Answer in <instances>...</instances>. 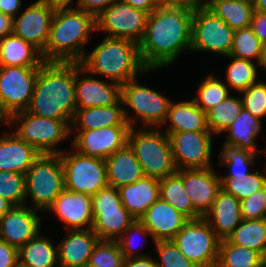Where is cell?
Instances as JSON below:
<instances>
[{
	"label": "cell",
	"instance_id": "obj_1",
	"mask_svg": "<svg viewBox=\"0 0 266 267\" xmlns=\"http://www.w3.org/2000/svg\"><path fill=\"white\" fill-rule=\"evenodd\" d=\"M193 11L187 7H158L149 14L138 43L141 61L148 70L167 66L185 47L191 49Z\"/></svg>",
	"mask_w": 266,
	"mask_h": 267
},
{
	"label": "cell",
	"instance_id": "obj_2",
	"mask_svg": "<svg viewBox=\"0 0 266 267\" xmlns=\"http://www.w3.org/2000/svg\"><path fill=\"white\" fill-rule=\"evenodd\" d=\"M76 62L45 61L38 71L27 112L53 120H71L76 112Z\"/></svg>",
	"mask_w": 266,
	"mask_h": 267
},
{
	"label": "cell",
	"instance_id": "obj_3",
	"mask_svg": "<svg viewBox=\"0 0 266 267\" xmlns=\"http://www.w3.org/2000/svg\"><path fill=\"white\" fill-rule=\"evenodd\" d=\"M96 30V18L80 9L56 8L47 45L41 53L44 61L80 62L89 33Z\"/></svg>",
	"mask_w": 266,
	"mask_h": 267
},
{
	"label": "cell",
	"instance_id": "obj_4",
	"mask_svg": "<svg viewBox=\"0 0 266 267\" xmlns=\"http://www.w3.org/2000/svg\"><path fill=\"white\" fill-rule=\"evenodd\" d=\"M84 71L107 76L121 86L147 72L138 43L129 39L106 37L102 43L80 61Z\"/></svg>",
	"mask_w": 266,
	"mask_h": 267
},
{
	"label": "cell",
	"instance_id": "obj_5",
	"mask_svg": "<svg viewBox=\"0 0 266 267\" xmlns=\"http://www.w3.org/2000/svg\"><path fill=\"white\" fill-rule=\"evenodd\" d=\"M128 145L142 166L145 177L161 180L177 172L168 135L157 130L135 131L128 134Z\"/></svg>",
	"mask_w": 266,
	"mask_h": 267
},
{
	"label": "cell",
	"instance_id": "obj_6",
	"mask_svg": "<svg viewBox=\"0 0 266 267\" xmlns=\"http://www.w3.org/2000/svg\"><path fill=\"white\" fill-rule=\"evenodd\" d=\"M26 197L33 209L47 210L65 189L64 168L59 154H40L25 174Z\"/></svg>",
	"mask_w": 266,
	"mask_h": 267
},
{
	"label": "cell",
	"instance_id": "obj_7",
	"mask_svg": "<svg viewBox=\"0 0 266 267\" xmlns=\"http://www.w3.org/2000/svg\"><path fill=\"white\" fill-rule=\"evenodd\" d=\"M92 230L100 240L117 241L135 218L123 206L118 188L107 186L92 196ZM118 235V236H117ZM116 236V238H115Z\"/></svg>",
	"mask_w": 266,
	"mask_h": 267
},
{
	"label": "cell",
	"instance_id": "obj_8",
	"mask_svg": "<svg viewBox=\"0 0 266 267\" xmlns=\"http://www.w3.org/2000/svg\"><path fill=\"white\" fill-rule=\"evenodd\" d=\"M13 119H19L21 123L14 134L41 154H60L62 151L54 146L71 132V120H53L21 111L11 115L5 123Z\"/></svg>",
	"mask_w": 266,
	"mask_h": 267
},
{
	"label": "cell",
	"instance_id": "obj_9",
	"mask_svg": "<svg viewBox=\"0 0 266 267\" xmlns=\"http://www.w3.org/2000/svg\"><path fill=\"white\" fill-rule=\"evenodd\" d=\"M172 241L196 266L216 267L221 240L203 217L188 220Z\"/></svg>",
	"mask_w": 266,
	"mask_h": 267
},
{
	"label": "cell",
	"instance_id": "obj_10",
	"mask_svg": "<svg viewBox=\"0 0 266 267\" xmlns=\"http://www.w3.org/2000/svg\"><path fill=\"white\" fill-rule=\"evenodd\" d=\"M64 168L65 189L93 196L108 186L105 159L80 153L60 154Z\"/></svg>",
	"mask_w": 266,
	"mask_h": 267
},
{
	"label": "cell",
	"instance_id": "obj_11",
	"mask_svg": "<svg viewBox=\"0 0 266 267\" xmlns=\"http://www.w3.org/2000/svg\"><path fill=\"white\" fill-rule=\"evenodd\" d=\"M39 67L0 66V111L6 120L30 105Z\"/></svg>",
	"mask_w": 266,
	"mask_h": 267
},
{
	"label": "cell",
	"instance_id": "obj_12",
	"mask_svg": "<svg viewBox=\"0 0 266 267\" xmlns=\"http://www.w3.org/2000/svg\"><path fill=\"white\" fill-rule=\"evenodd\" d=\"M234 30L210 10L193 11L191 50L211 51L229 56Z\"/></svg>",
	"mask_w": 266,
	"mask_h": 267
},
{
	"label": "cell",
	"instance_id": "obj_13",
	"mask_svg": "<svg viewBox=\"0 0 266 267\" xmlns=\"http://www.w3.org/2000/svg\"><path fill=\"white\" fill-rule=\"evenodd\" d=\"M149 13L118 0L96 18V30L106 31L111 38L139 43L145 33Z\"/></svg>",
	"mask_w": 266,
	"mask_h": 267
},
{
	"label": "cell",
	"instance_id": "obj_14",
	"mask_svg": "<svg viewBox=\"0 0 266 267\" xmlns=\"http://www.w3.org/2000/svg\"><path fill=\"white\" fill-rule=\"evenodd\" d=\"M169 137L173 160L177 170L210 168V131L166 133Z\"/></svg>",
	"mask_w": 266,
	"mask_h": 267
},
{
	"label": "cell",
	"instance_id": "obj_15",
	"mask_svg": "<svg viewBox=\"0 0 266 267\" xmlns=\"http://www.w3.org/2000/svg\"><path fill=\"white\" fill-rule=\"evenodd\" d=\"M137 78L122 85V103L133 109L147 125L166 123L171 100L160 93L137 84Z\"/></svg>",
	"mask_w": 266,
	"mask_h": 267
},
{
	"label": "cell",
	"instance_id": "obj_16",
	"mask_svg": "<svg viewBox=\"0 0 266 267\" xmlns=\"http://www.w3.org/2000/svg\"><path fill=\"white\" fill-rule=\"evenodd\" d=\"M194 207V220L205 217L221 189V177L212 167L177 170Z\"/></svg>",
	"mask_w": 266,
	"mask_h": 267
},
{
	"label": "cell",
	"instance_id": "obj_17",
	"mask_svg": "<svg viewBox=\"0 0 266 267\" xmlns=\"http://www.w3.org/2000/svg\"><path fill=\"white\" fill-rule=\"evenodd\" d=\"M130 129L131 126H109L80 130L72 143L78 153L106 160L128 144Z\"/></svg>",
	"mask_w": 266,
	"mask_h": 267
},
{
	"label": "cell",
	"instance_id": "obj_18",
	"mask_svg": "<svg viewBox=\"0 0 266 267\" xmlns=\"http://www.w3.org/2000/svg\"><path fill=\"white\" fill-rule=\"evenodd\" d=\"M55 9L45 0H37L17 20L13 18V34L32 44L42 53L49 39Z\"/></svg>",
	"mask_w": 266,
	"mask_h": 267
},
{
	"label": "cell",
	"instance_id": "obj_19",
	"mask_svg": "<svg viewBox=\"0 0 266 267\" xmlns=\"http://www.w3.org/2000/svg\"><path fill=\"white\" fill-rule=\"evenodd\" d=\"M36 211L24 205L12 206L0 218V239L19 249L39 234L40 217Z\"/></svg>",
	"mask_w": 266,
	"mask_h": 267
},
{
	"label": "cell",
	"instance_id": "obj_20",
	"mask_svg": "<svg viewBox=\"0 0 266 267\" xmlns=\"http://www.w3.org/2000/svg\"><path fill=\"white\" fill-rule=\"evenodd\" d=\"M84 72L80 62H76L75 94L76 109L92 108L98 106H111L122 103V86L115 82L104 83L93 77L79 78V73Z\"/></svg>",
	"mask_w": 266,
	"mask_h": 267
},
{
	"label": "cell",
	"instance_id": "obj_21",
	"mask_svg": "<svg viewBox=\"0 0 266 267\" xmlns=\"http://www.w3.org/2000/svg\"><path fill=\"white\" fill-rule=\"evenodd\" d=\"M139 220L157 242L172 240L189 219L159 197Z\"/></svg>",
	"mask_w": 266,
	"mask_h": 267
},
{
	"label": "cell",
	"instance_id": "obj_22",
	"mask_svg": "<svg viewBox=\"0 0 266 267\" xmlns=\"http://www.w3.org/2000/svg\"><path fill=\"white\" fill-rule=\"evenodd\" d=\"M55 211L71 230L84 229V225L91 229L93 225L92 196L76 193L64 189L47 209Z\"/></svg>",
	"mask_w": 266,
	"mask_h": 267
},
{
	"label": "cell",
	"instance_id": "obj_23",
	"mask_svg": "<svg viewBox=\"0 0 266 267\" xmlns=\"http://www.w3.org/2000/svg\"><path fill=\"white\" fill-rule=\"evenodd\" d=\"M203 218L211 225L220 240L227 239L242 221L240 200L221 188L211 209Z\"/></svg>",
	"mask_w": 266,
	"mask_h": 267
},
{
	"label": "cell",
	"instance_id": "obj_24",
	"mask_svg": "<svg viewBox=\"0 0 266 267\" xmlns=\"http://www.w3.org/2000/svg\"><path fill=\"white\" fill-rule=\"evenodd\" d=\"M97 234L89 228L72 230L57 246L61 267H73L86 264L94 246L99 241Z\"/></svg>",
	"mask_w": 266,
	"mask_h": 267
},
{
	"label": "cell",
	"instance_id": "obj_25",
	"mask_svg": "<svg viewBox=\"0 0 266 267\" xmlns=\"http://www.w3.org/2000/svg\"><path fill=\"white\" fill-rule=\"evenodd\" d=\"M127 114L128 112L119 106V102L111 106L76 109L71 125L78 124L77 130H93L109 126H131L132 128L136 119L129 118Z\"/></svg>",
	"mask_w": 266,
	"mask_h": 267
},
{
	"label": "cell",
	"instance_id": "obj_26",
	"mask_svg": "<svg viewBox=\"0 0 266 267\" xmlns=\"http://www.w3.org/2000/svg\"><path fill=\"white\" fill-rule=\"evenodd\" d=\"M40 154L14 133H7L0 138V171L26 174Z\"/></svg>",
	"mask_w": 266,
	"mask_h": 267
},
{
	"label": "cell",
	"instance_id": "obj_27",
	"mask_svg": "<svg viewBox=\"0 0 266 267\" xmlns=\"http://www.w3.org/2000/svg\"><path fill=\"white\" fill-rule=\"evenodd\" d=\"M105 163L108 186L119 188L145 177L142 166L128 144L110 155Z\"/></svg>",
	"mask_w": 266,
	"mask_h": 267
},
{
	"label": "cell",
	"instance_id": "obj_28",
	"mask_svg": "<svg viewBox=\"0 0 266 267\" xmlns=\"http://www.w3.org/2000/svg\"><path fill=\"white\" fill-rule=\"evenodd\" d=\"M123 206L139 220L146 210L160 197L159 180L144 177L132 184L118 188Z\"/></svg>",
	"mask_w": 266,
	"mask_h": 267
},
{
	"label": "cell",
	"instance_id": "obj_29",
	"mask_svg": "<svg viewBox=\"0 0 266 267\" xmlns=\"http://www.w3.org/2000/svg\"><path fill=\"white\" fill-rule=\"evenodd\" d=\"M44 62L41 52L21 37L12 33L0 39V66L40 67Z\"/></svg>",
	"mask_w": 266,
	"mask_h": 267
},
{
	"label": "cell",
	"instance_id": "obj_30",
	"mask_svg": "<svg viewBox=\"0 0 266 267\" xmlns=\"http://www.w3.org/2000/svg\"><path fill=\"white\" fill-rule=\"evenodd\" d=\"M171 122L166 133L210 131L206 112L197 106L194 99L180 103L170 102L166 122Z\"/></svg>",
	"mask_w": 266,
	"mask_h": 267
},
{
	"label": "cell",
	"instance_id": "obj_31",
	"mask_svg": "<svg viewBox=\"0 0 266 267\" xmlns=\"http://www.w3.org/2000/svg\"><path fill=\"white\" fill-rule=\"evenodd\" d=\"M261 130V120L248 110L242 109L228 129L229 132L224 146L255 152L256 136Z\"/></svg>",
	"mask_w": 266,
	"mask_h": 267
},
{
	"label": "cell",
	"instance_id": "obj_32",
	"mask_svg": "<svg viewBox=\"0 0 266 267\" xmlns=\"http://www.w3.org/2000/svg\"><path fill=\"white\" fill-rule=\"evenodd\" d=\"M206 8L221 18L234 31L251 25L254 13L250 0H209Z\"/></svg>",
	"mask_w": 266,
	"mask_h": 267
},
{
	"label": "cell",
	"instance_id": "obj_33",
	"mask_svg": "<svg viewBox=\"0 0 266 267\" xmlns=\"http://www.w3.org/2000/svg\"><path fill=\"white\" fill-rule=\"evenodd\" d=\"M19 267H54L58 260L53 243L36 235L18 249Z\"/></svg>",
	"mask_w": 266,
	"mask_h": 267
},
{
	"label": "cell",
	"instance_id": "obj_34",
	"mask_svg": "<svg viewBox=\"0 0 266 267\" xmlns=\"http://www.w3.org/2000/svg\"><path fill=\"white\" fill-rule=\"evenodd\" d=\"M226 240L231 244L256 250L266 258V218L242 219Z\"/></svg>",
	"mask_w": 266,
	"mask_h": 267
},
{
	"label": "cell",
	"instance_id": "obj_35",
	"mask_svg": "<svg viewBox=\"0 0 266 267\" xmlns=\"http://www.w3.org/2000/svg\"><path fill=\"white\" fill-rule=\"evenodd\" d=\"M266 258L258 251L221 240L216 267H264Z\"/></svg>",
	"mask_w": 266,
	"mask_h": 267
},
{
	"label": "cell",
	"instance_id": "obj_36",
	"mask_svg": "<svg viewBox=\"0 0 266 267\" xmlns=\"http://www.w3.org/2000/svg\"><path fill=\"white\" fill-rule=\"evenodd\" d=\"M159 196L189 220H194V207L186 193L183 179L177 174L159 180Z\"/></svg>",
	"mask_w": 266,
	"mask_h": 267
},
{
	"label": "cell",
	"instance_id": "obj_37",
	"mask_svg": "<svg viewBox=\"0 0 266 267\" xmlns=\"http://www.w3.org/2000/svg\"><path fill=\"white\" fill-rule=\"evenodd\" d=\"M242 109V99L231 96L209 109L206 116L210 132H213V134L224 132Z\"/></svg>",
	"mask_w": 266,
	"mask_h": 267
},
{
	"label": "cell",
	"instance_id": "obj_38",
	"mask_svg": "<svg viewBox=\"0 0 266 267\" xmlns=\"http://www.w3.org/2000/svg\"><path fill=\"white\" fill-rule=\"evenodd\" d=\"M257 155L248 150H242L232 147L224 146L220 154V165H226L230 169L229 175L222 178H232L235 180H242L247 178L251 172L247 169L249 165L254 164V157Z\"/></svg>",
	"mask_w": 266,
	"mask_h": 267
},
{
	"label": "cell",
	"instance_id": "obj_39",
	"mask_svg": "<svg viewBox=\"0 0 266 267\" xmlns=\"http://www.w3.org/2000/svg\"><path fill=\"white\" fill-rule=\"evenodd\" d=\"M262 45L251 26L241 28L234 31L233 44L229 56L250 61H252L251 58H255L258 63Z\"/></svg>",
	"mask_w": 266,
	"mask_h": 267
},
{
	"label": "cell",
	"instance_id": "obj_40",
	"mask_svg": "<svg viewBox=\"0 0 266 267\" xmlns=\"http://www.w3.org/2000/svg\"><path fill=\"white\" fill-rule=\"evenodd\" d=\"M233 58L227 68V83L238 92H242L257 81V69L250 60Z\"/></svg>",
	"mask_w": 266,
	"mask_h": 267
},
{
	"label": "cell",
	"instance_id": "obj_41",
	"mask_svg": "<svg viewBox=\"0 0 266 267\" xmlns=\"http://www.w3.org/2000/svg\"><path fill=\"white\" fill-rule=\"evenodd\" d=\"M265 186L266 176L260 174L258 171L255 173L251 172L247 175V178H243L240 181L232 178H221V188L240 201Z\"/></svg>",
	"mask_w": 266,
	"mask_h": 267
},
{
	"label": "cell",
	"instance_id": "obj_42",
	"mask_svg": "<svg viewBox=\"0 0 266 267\" xmlns=\"http://www.w3.org/2000/svg\"><path fill=\"white\" fill-rule=\"evenodd\" d=\"M124 259L116 240H99L92 250L88 263L93 267H122Z\"/></svg>",
	"mask_w": 266,
	"mask_h": 267
},
{
	"label": "cell",
	"instance_id": "obj_43",
	"mask_svg": "<svg viewBox=\"0 0 266 267\" xmlns=\"http://www.w3.org/2000/svg\"><path fill=\"white\" fill-rule=\"evenodd\" d=\"M198 91L199 98L195 97L193 99L204 112H207L229 96L227 86L212 75H208L207 79L202 81Z\"/></svg>",
	"mask_w": 266,
	"mask_h": 267
},
{
	"label": "cell",
	"instance_id": "obj_44",
	"mask_svg": "<svg viewBox=\"0 0 266 267\" xmlns=\"http://www.w3.org/2000/svg\"><path fill=\"white\" fill-rule=\"evenodd\" d=\"M0 197L13 206L23 205L26 198L25 174L0 171Z\"/></svg>",
	"mask_w": 266,
	"mask_h": 267
},
{
	"label": "cell",
	"instance_id": "obj_45",
	"mask_svg": "<svg viewBox=\"0 0 266 267\" xmlns=\"http://www.w3.org/2000/svg\"><path fill=\"white\" fill-rule=\"evenodd\" d=\"M161 262L157 267H198L179 250L172 240L155 242Z\"/></svg>",
	"mask_w": 266,
	"mask_h": 267
},
{
	"label": "cell",
	"instance_id": "obj_46",
	"mask_svg": "<svg viewBox=\"0 0 266 267\" xmlns=\"http://www.w3.org/2000/svg\"><path fill=\"white\" fill-rule=\"evenodd\" d=\"M243 108L248 110L256 118H262L266 115V84L256 82L242 91Z\"/></svg>",
	"mask_w": 266,
	"mask_h": 267
},
{
	"label": "cell",
	"instance_id": "obj_47",
	"mask_svg": "<svg viewBox=\"0 0 266 267\" xmlns=\"http://www.w3.org/2000/svg\"><path fill=\"white\" fill-rule=\"evenodd\" d=\"M242 219L266 218V186L240 201Z\"/></svg>",
	"mask_w": 266,
	"mask_h": 267
},
{
	"label": "cell",
	"instance_id": "obj_48",
	"mask_svg": "<svg viewBox=\"0 0 266 267\" xmlns=\"http://www.w3.org/2000/svg\"><path fill=\"white\" fill-rule=\"evenodd\" d=\"M126 231L127 232L132 231V232L140 233L143 235L149 233V235H151V233L146 229L144 224L140 220H137V219H135V221L127 228ZM132 236L133 235L128 237V235H127L126 238L125 237L123 238V235H122L119 239H117V242H118L119 247H120V251L122 252L125 259L134 257L133 254H134L135 250H132L134 247Z\"/></svg>",
	"mask_w": 266,
	"mask_h": 267
},
{
	"label": "cell",
	"instance_id": "obj_49",
	"mask_svg": "<svg viewBox=\"0 0 266 267\" xmlns=\"http://www.w3.org/2000/svg\"><path fill=\"white\" fill-rule=\"evenodd\" d=\"M0 267H19L18 248L0 239Z\"/></svg>",
	"mask_w": 266,
	"mask_h": 267
},
{
	"label": "cell",
	"instance_id": "obj_50",
	"mask_svg": "<svg viewBox=\"0 0 266 267\" xmlns=\"http://www.w3.org/2000/svg\"><path fill=\"white\" fill-rule=\"evenodd\" d=\"M118 0H79L77 7L97 18L112 3Z\"/></svg>",
	"mask_w": 266,
	"mask_h": 267
},
{
	"label": "cell",
	"instance_id": "obj_51",
	"mask_svg": "<svg viewBox=\"0 0 266 267\" xmlns=\"http://www.w3.org/2000/svg\"><path fill=\"white\" fill-rule=\"evenodd\" d=\"M260 42L266 44V12L254 11L250 25Z\"/></svg>",
	"mask_w": 266,
	"mask_h": 267
},
{
	"label": "cell",
	"instance_id": "obj_52",
	"mask_svg": "<svg viewBox=\"0 0 266 267\" xmlns=\"http://www.w3.org/2000/svg\"><path fill=\"white\" fill-rule=\"evenodd\" d=\"M122 267H157V263L148 255L135 254L133 258L124 259Z\"/></svg>",
	"mask_w": 266,
	"mask_h": 267
},
{
	"label": "cell",
	"instance_id": "obj_53",
	"mask_svg": "<svg viewBox=\"0 0 266 267\" xmlns=\"http://www.w3.org/2000/svg\"><path fill=\"white\" fill-rule=\"evenodd\" d=\"M21 0H0V12L15 18V13L21 7Z\"/></svg>",
	"mask_w": 266,
	"mask_h": 267
},
{
	"label": "cell",
	"instance_id": "obj_54",
	"mask_svg": "<svg viewBox=\"0 0 266 267\" xmlns=\"http://www.w3.org/2000/svg\"><path fill=\"white\" fill-rule=\"evenodd\" d=\"M121 1L136 9H141L149 14L158 8L154 4L153 0H121Z\"/></svg>",
	"mask_w": 266,
	"mask_h": 267
},
{
	"label": "cell",
	"instance_id": "obj_55",
	"mask_svg": "<svg viewBox=\"0 0 266 267\" xmlns=\"http://www.w3.org/2000/svg\"><path fill=\"white\" fill-rule=\"evenodd\" d=\"M13 33V18L0 12V39Z\"/></svg>",
	"mask_w": 266,
	"mask_h": 267
},
{
	"label": "cell",
	"instance_id": "obj_56",
	"mask_svg": "<svg viewBox=\"0 0 266 267\" xmlns=\"http://www.w3.org/2000/svg\"><path fill=\"white\" fill-rule=\"evenodd\" d=\"M202 0H172V7H187L192 10L205 8L208 2H202Z\"/></svg>",
	"mask_w": 266,
	"mask_h": 267
},
{
	"label": "cell",
	"instance_id": "obj_57",
	"mask_svg": "<svg viewBox=\"0 0 266 267\" xmlns=\"http://www.w3.org/2000/svg\"><path fill=\"white\" fill-rule=\"evenodd\" d=\"M54 8H67V5L70 4L72 0H45ZM79 3V0H77Z\"/></svg>",
	"mask_w": 266,
	"mask_h": 267
},
{
	"label": "cell",
	"instance_id": "obj_58",
	"mask_svg": "<svg viewBox=\"0 0 266 267\" xmlns=\"http://www.w3.org/2000/svg\"><path fill=\"white\" fill-rule=\"evenodd\" d=\"M13 205L6 199L0 197V218L12 207Z\"/></svg>",
	"mask_w": 266,
	"mask_h": 267
},
{
	"label": "cell",
	"instance_id": "obj_59",
	"mask_svg": "<svg viewBox=\"0 0 266 267\" xmlns=\"http://www.w3.org/2000/svg\"><path fill=\"white\" fill-rule=\"evenodd\" d=\"M254 10L259 12H266V0H254Z\"/></svg>",
	"mask_w": 266,
	"mask_h": 267
},
{
	"label": "cell",
	"instance_id": "obj_60",
	"mask_svg": "<svg viewBox=\"0 0 266 267\" xmlns=\"http://www.w3.org/2000/svg\"><path fill=\"white\" fill-rule=\"evenodd\" d=\"M257 65L264 67V69L266 70V44L262 45L261 55Z\"/></svg>",
	"mask_w": 266,
	"mask_h": 267
},
{
	"label": "cell",
	"instance_id": "obj_61",
	"mask_svg": "<svg viewBox=\"0 0 266 267\" xmlns=\"http://www.w3.org/2000/svg\"><path fill=\"white\" fill-rule=\"evenodd\" d=\"M157 7H172V0H153Z\"/></svg>",
	"mask_w": 266,
	"mask_h": 267
},
{
	"label": "cell",
	"instance_id": "obj_62",
	"mask_svg": "<svg viewBox=\"0 0 266 267\" xmlns=\"http://www.w3.org/2000/svg\"><path fill=\"white\" fill-rule=\"evenodd\" d=\"M73 267H93V266H91L89 263H86V264H81V265L73 266Z\"/></svg>",
	"mask_w": 266,
	"mask_h": 267
},
{
	"label": "cell",
	"instance_id": "obj_63",
	"mask_svg": "<svg viewBox=\"0 0 266 267\" xmlns=\"http://www.w3.org/2000/svg\"><path fill=\"white\" fill-rule=\"evenodd\" d=\"M4 115L2 114V112L0 111V122H4Z\"/></svg>",
	"mask_w": 266,
	"mask_h": 267
}]
</instances>
